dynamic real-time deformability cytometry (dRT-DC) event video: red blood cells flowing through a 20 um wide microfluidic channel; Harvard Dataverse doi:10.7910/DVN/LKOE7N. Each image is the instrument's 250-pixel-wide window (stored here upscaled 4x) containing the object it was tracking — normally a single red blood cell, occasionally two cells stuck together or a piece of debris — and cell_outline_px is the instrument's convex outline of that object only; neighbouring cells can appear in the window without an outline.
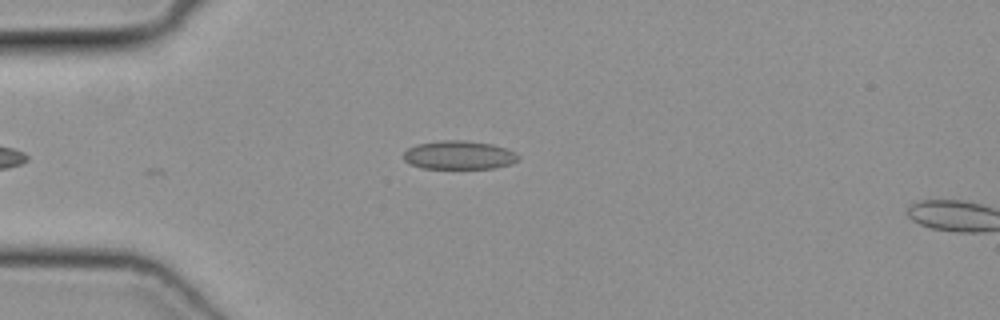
{"species": "common noctule bat (a hibernating species)", "species_latin": "Nyctalus noctula", "temperature_condition": "cold", "stored_images_in_passage": 3, "camera_frame_rate_fps": 3000, "um_per_image_px": 0.085, "animal": {"sex": "female", "body_mass_g": 19.3, "forearm_length_mm": 54.1}, "frame": {"image": 1, "passage_image": 1, "time_ms": 0.0, "image_size_px": [1000, 320], "cell_outline_px": [[520, 160], [512, 164], [496, 168], [420, 168], [408, 164], [404, 160], [404, 152], [408, 148], [416, 144], [444, 140], [464, 140], [492, 144], [508, 148], [516, 152], [520, 156]], "centroid_in_image_um": [39.05, 13.18], "position_along_channel_um": 45.9, "area_um2": 19.42}}